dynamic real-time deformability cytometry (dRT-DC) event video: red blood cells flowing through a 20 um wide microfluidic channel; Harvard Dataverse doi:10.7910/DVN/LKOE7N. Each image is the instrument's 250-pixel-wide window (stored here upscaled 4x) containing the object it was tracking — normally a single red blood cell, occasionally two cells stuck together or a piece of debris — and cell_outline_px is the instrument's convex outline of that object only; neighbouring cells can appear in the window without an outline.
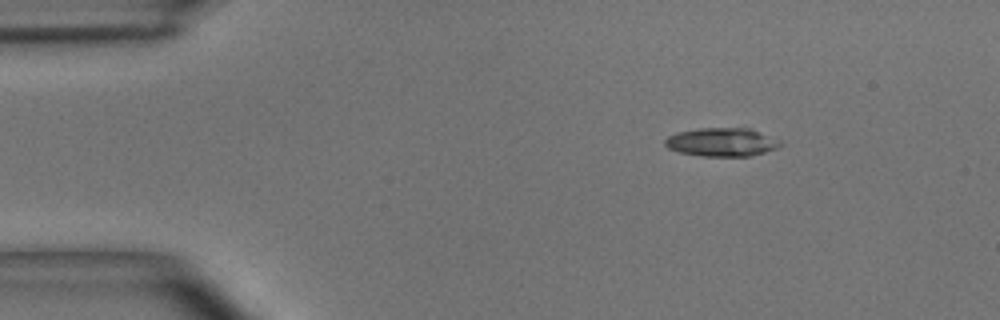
{"species": "common noctule bat (a hibernating species)", "species_latin": "Nyctalus noctula", "temperature_condition": "room temperature", "stored_images_in_passage": 3, "camera_frame_rate_fps": 3000, "um_per_image_px": 0.085, "animal": {"sex": "male", "body_mass_g": 15.6}, "frame": {"image": 1, "passage_image": 1, "time_ms": 0.0, "image_size_px": [1000, 320], "cell_outline_px": [[784, 144], [776, 148], [752, 156], [700, 156], [680, 152], [668, 148], [664, 144], [664, 140], [668, 136], [676, 132], [700, 128], [748, 128], [780, 140]], "centroid_in_image_um": [61.33, 12.08], "position_along_channel_um": 23.7, "area_um2": 19.13}}
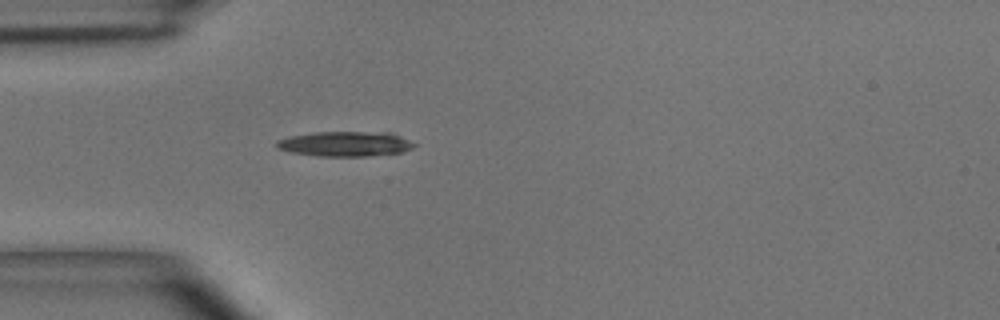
{"frame": {"image": 2, "passage_image": 3, "time_ms": 0.667, "image_size_px": [1000, 320], "cell_outline_px": [[416, 144], [412, 148], [404, 152], [368, 156], [320, 156], [292, 152], [276, 148], [276, 140], [288, 136], [312, 132], [392, 132]], "centroid_in_image_um": [29.34, 12.22], "position_along_channel_um": 55.7, "area_um2": 20.11}}